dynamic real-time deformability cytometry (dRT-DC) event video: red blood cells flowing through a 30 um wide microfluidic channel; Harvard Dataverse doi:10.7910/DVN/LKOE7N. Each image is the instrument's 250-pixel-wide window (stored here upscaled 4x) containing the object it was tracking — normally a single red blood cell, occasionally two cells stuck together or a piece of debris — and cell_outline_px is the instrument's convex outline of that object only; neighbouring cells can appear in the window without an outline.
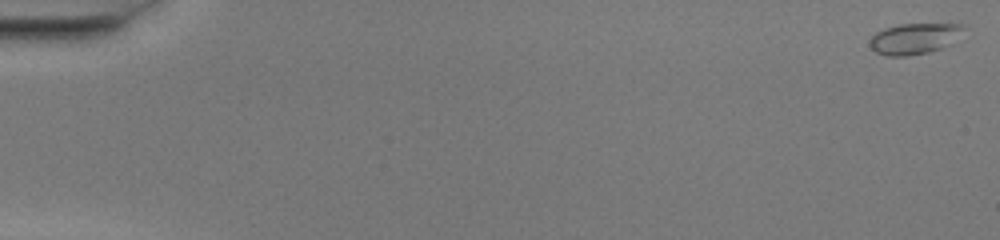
{"species": "common noctule bat (a hibernating species)", "species_latin": "Nyctalus noctula", "temperature_condition": "warm", "stored_images_in_passage": 51, "camera_frame_rate_fps": 3000, "um_per_image_px": 0.085, "animal": {"sex": "female", "body_mass_g": 20.0, "forearm_length_mm": 54.0}, "frame": {"image": 1, "passage_image": 1, "time_ms": 0.0, "image_size_px": [1000, 240], "cell_outline_px": [[964, 28], [948, 44], [940, 48], [928, 52], [908, 56], [884, 56], [876, 52], [868, 44], [872, 36], [876, 32], [884, 28], [900, 24], [964, 24]], "centroid_in_image_um": [77.63, 3.29], "position_along_channel_um": 7.4, "area_um2": 16.59}}
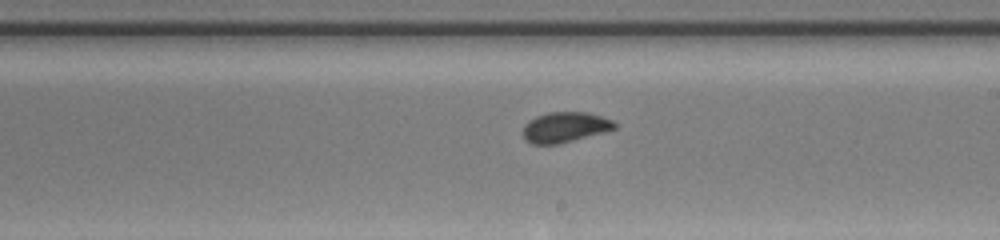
{"frame": {"image": 2, "passage_image": 31, "time_ms": 10.0, "image_size_px": [1000, 240], "cell_outline_px": [[616, 128], [604, 132], [560, 144], [532, 144], [524, 140], [524, 124], [528, 120], [536, 116], [548, 112], [588, 112], [612, 120], [616, 124]], "centroid_in_image_um": [48.0, 10.81], "position_along_channel_um": 241.0, "area_um2": 16.24}}
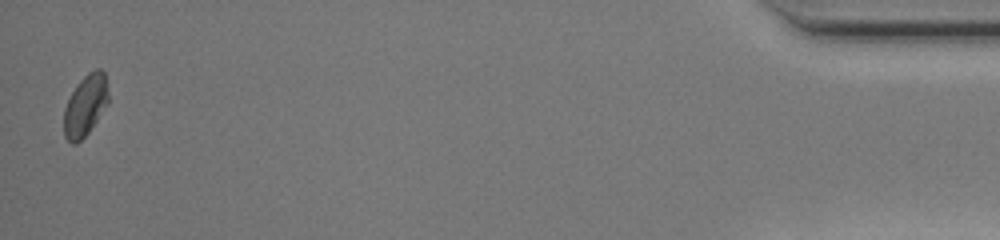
{"frame": {"image": 3, "passage_image": 51, "time_ms": 16.667, "image_size_px": [1000, 240], "cell_outline_px": [[108, 104], [88, 132], [76, 144], [72, 144], [64, 136], [64, 108], [76, 84], [88, 72], [96, 68], [100, 68], [104, 72], [108, 92]], "centroid_in_image_um": [7.25, 8.94], "position_along_channel_um": 427.9, "area_um2": 15.78}}